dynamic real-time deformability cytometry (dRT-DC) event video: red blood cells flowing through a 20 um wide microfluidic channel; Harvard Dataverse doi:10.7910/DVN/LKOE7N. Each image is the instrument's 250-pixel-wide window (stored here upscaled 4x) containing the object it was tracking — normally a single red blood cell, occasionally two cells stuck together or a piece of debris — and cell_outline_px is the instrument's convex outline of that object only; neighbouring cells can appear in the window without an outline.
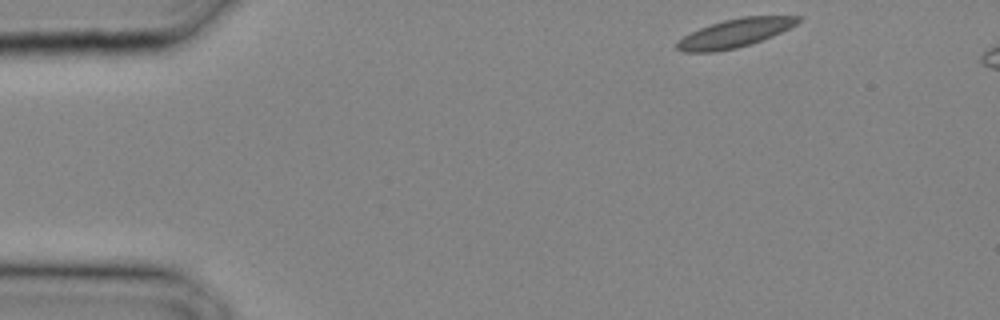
{"species": "common noctule bat (a hibernating species)", "species_latin": "Nyctalus noctula", "temperature_condition": "cold", "stored_images_in_passage": 24, "camera_frame_rate_fps": 3000, "um_per_image_px": 0.085, "animal": {"sex": "male", "body_mass_g": 20.4}, "frame": {"image": 1, "passage_image": 1, "time_ms": 0.0, "image_size_px": [1000, 320], "cell_outline_px": [[804, 16], [796, 24], [772, 36], [736, 48], [716, 52], [684, 52], [676, 48], [676, 40], [700, 28], [724, 20], [744, 16]], "centroid_in_image_um": [62.44, 2.82], "position_along_channel_um": 22.6, "area_um2": 19.83}}
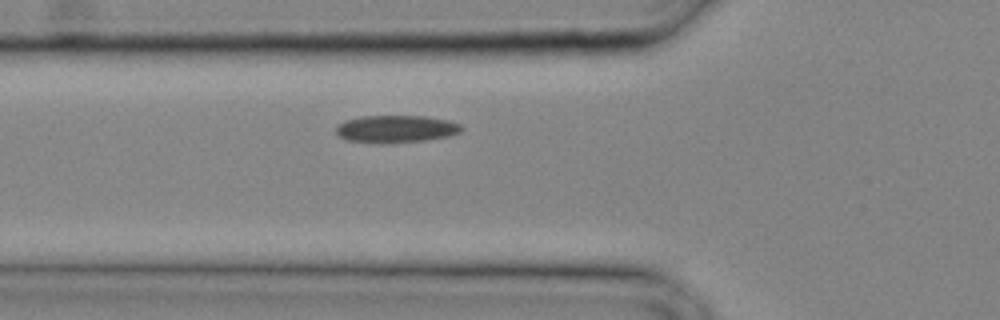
{"frame": {"image": 2, "passage_image": 8, "time_ms": 2.333, "image_size_px": [1000, 320], "cell_outline_px": [[464, 128], [460, 132], [452, 136], [424, 140], [348, 140], [340, 136], [336, 132], [336, 128], [344, 120], [360, 116], [424, 116], [448, 120], [460, 124]], "centroid_in_image_um": [33.74, 10.9], "position_along_channel_um": 92.1, "area_um2": 19.02}}